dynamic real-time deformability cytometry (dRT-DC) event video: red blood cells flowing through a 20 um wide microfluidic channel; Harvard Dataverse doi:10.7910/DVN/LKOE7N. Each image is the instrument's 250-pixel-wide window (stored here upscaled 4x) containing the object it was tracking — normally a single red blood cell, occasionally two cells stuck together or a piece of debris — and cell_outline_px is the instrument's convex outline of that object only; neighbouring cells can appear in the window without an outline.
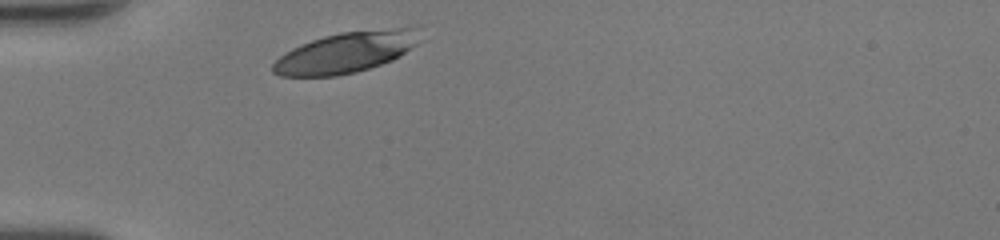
{"species": "human", "species_latin": "Homo sapiens", "temperature_condition": "room temperature", "stored_images_in_passage": 27, "camera_frame_rate_fps": 3000, "um_per_image_px": 0.085, "donor": {"sex": "female"}, "frame": {"image": 1, "passage_image": 1, "time_ms": 0.0, "image_size_px": [1000, 240], "cell_outline_px": [[420, 40], [416, 44], [400, 56], [392, 60], [356, 72], [336, 76], [280, 76], [272, 72], [272, 64], [280, 56], [292, 48], [300, 44], [324, 36], [340, 32], [396, 28], [412, 28]], "centroid_in_image_um": [29.34, 4.47], "position_along_channel_um": 55.7, "area_um2": 34.39}}
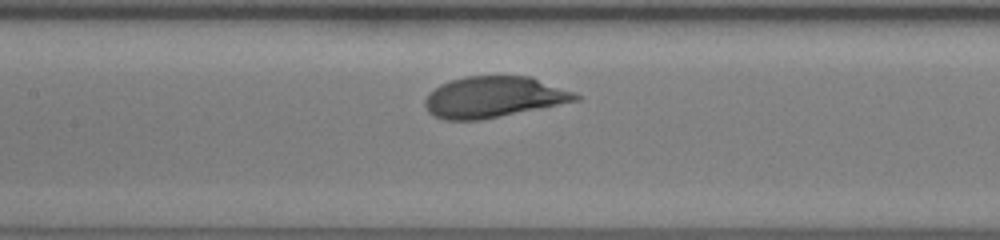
{"frame": {"image": 2, "passage_image": 10, "time_ms": 3.0, "image_size_px": [1000, 240], "cell_outline_px": [[580, 100], [480, 120], [444, 120], [428, 112], [424, 104], [424, 100], [428, 92], [440, 84], [464, 76], [532, 76], [572, 92], [580, 96]], "centroid_in_image_um": [41.91, 8.24], "position_along_channel_um": 165.5, "area_um2": 35.89}}
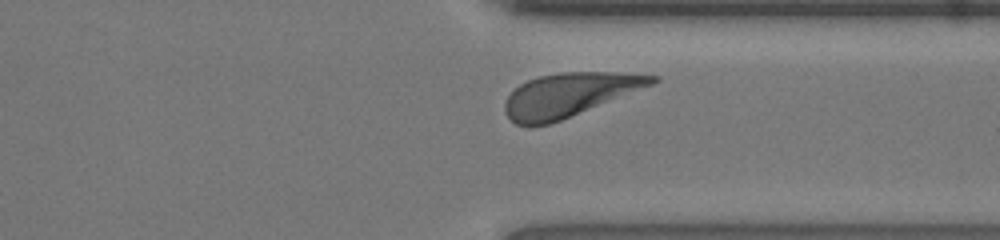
{"frame": {"image": 3, "passage_image": 24, "time_ms": 7.667, "image_size_px": [1000, 240], "cell_outline_px": [[660, 80], [652, 84], [560, 120], [548, 124], [516, 124], [504, 112], [504, 104], [508, 96], [520, 84], [528, 80], [540, 76], [560, 72], [616, 72], [660, 76]], "centroid_in_image_um": [48.37, 8.03], "position_along_channel_um": 363.0, "area_um2": 36.47}, "authors_computed_cell_mechanics": {"area_um2": 36.992, "velocity_mm_per_s": 4.21, "shape_relaxation_time_tau1_ms": 1.9741, "shape_relaxation_time_tau2_ms": null, "deformation_change_tau1": 0.1444, "deformation_change_tau2": null}}